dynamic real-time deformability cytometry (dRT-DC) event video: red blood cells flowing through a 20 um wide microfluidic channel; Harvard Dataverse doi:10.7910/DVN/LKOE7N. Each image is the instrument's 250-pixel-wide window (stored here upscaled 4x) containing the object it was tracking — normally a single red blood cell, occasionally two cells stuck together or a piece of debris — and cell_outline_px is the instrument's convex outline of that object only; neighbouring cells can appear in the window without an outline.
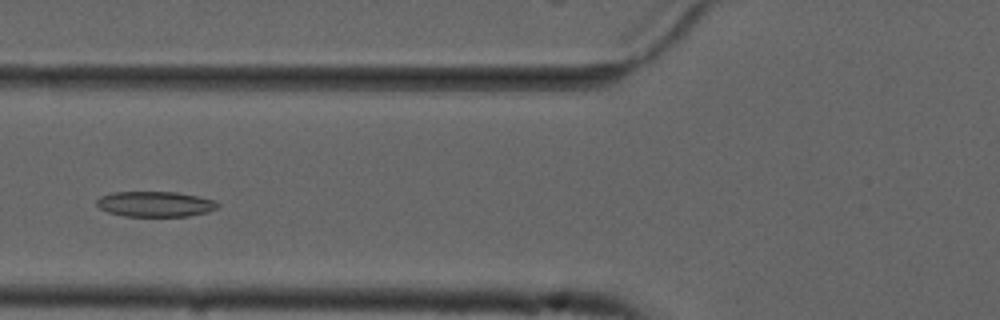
{"species": "common noctule bat (a hibernating species)", "species_latin": "Nyctalus noctula", "temperature_condition": "cold", "stored_images_in_passage": 49, "camera_frame_rate_fps": 3000, "um_per_image_px": 0.085, "animal": {"sex": "male", "forearm_length_mm": 52.5}, "frame": {"image": 1, "passage_image": 16, "time_ms": 5.0, "image_size_px": [1000, 320], "cell_outline_px": [[220, 208], [208, 212], [188, 216], [124, 216], [108, 212], [100, 208], [96, 204], [96, 200], [100, 196], [112, 192], [176, 192], [196, 196], [212, 200], [220, 204]], "centroid_in_image_um": [13.19, 17.35], "position_along_channel_um": 112.6, "area_um2": 17.92}}
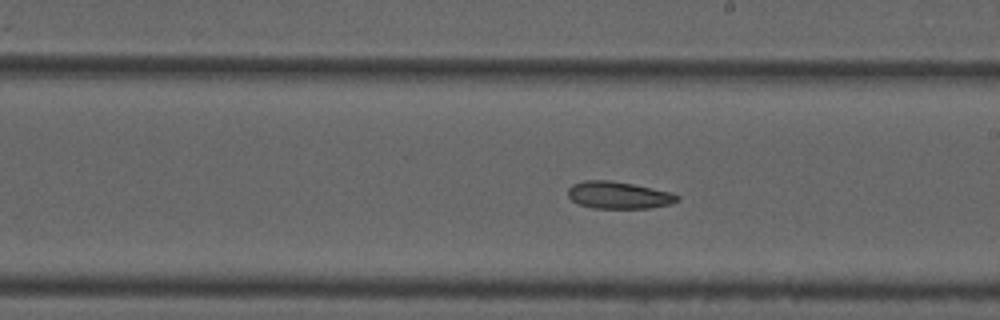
{"frame": {"image": 2, "passage_image": 26, "time_ms": 8.333, "image_size_px": [1000, 320], "cell_outline_px": [[680, 200], [672, 204], [652, 208], [592, 208], [580, 204], [572, 200], [568, 196], [568, 188], [572, 184], [584, 180], [612, 180], [672, 192], [680, 196]], "centroid_in_image_um": [52.61, 16.59], "position_along_channel_um": 236.4, "area_um2": 17.46}}
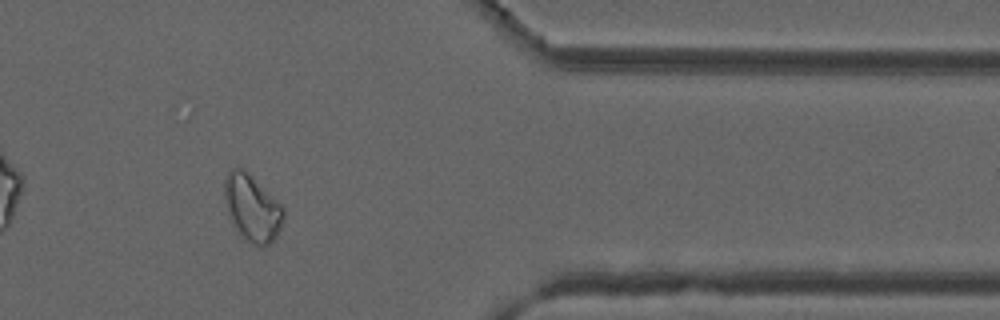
{"frame": {"image": 3, "passage_image": 40, "time_ms": 13.0, "image_size_px": [1000, 320], "cell_outline_px": [[284, 216], [280, 228], [276, 236], [264, 248], [260, 248], [244, 240], [240, 236], [228, 212], [224, 196], [224, 176], [232, 168], [244, 168], [284, 208]], "centroid_in_image_um": [21.42, 17.69], "position_along_channel_um": 390.0, "area_um2": 22.83}}